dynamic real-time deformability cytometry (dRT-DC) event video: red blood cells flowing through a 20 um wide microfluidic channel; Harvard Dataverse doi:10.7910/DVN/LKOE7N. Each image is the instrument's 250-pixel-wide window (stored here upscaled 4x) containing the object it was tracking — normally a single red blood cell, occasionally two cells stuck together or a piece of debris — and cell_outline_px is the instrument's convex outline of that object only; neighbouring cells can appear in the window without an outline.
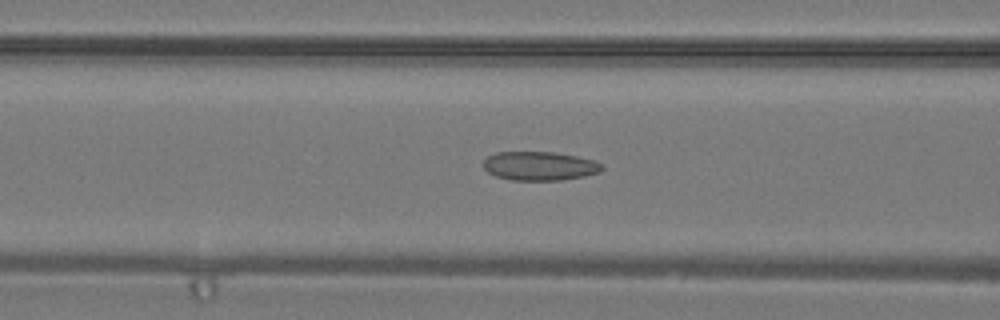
{"species": "common noctule bat (a hibernating species)", "species_latin": "Nyctalus noctula", "temperature_condition": "warm", "stored_images_in_passage": 40, "camera_frame_rate_fps": 3000, "um_per_image_px": 0.085, "animal": {"sex": "male", "body_mass_g": 19.2, "forearm_length_mm": 51.8}, "frame": {"image": 1, "passage_image": 17, "time_ms": 5.333, "image_size_px": [1000, 320], "cell_outline_px": [[604, 168], [600, 172], [584, 176], [560, 180], [512, 180], [496, 176], [488, 172], [484, 168], [484, 160], [488, 156], [496, 152], [556, 152], [576, 156], [592, 160], [600, 164]], "centroid_in_image_um": [45.85, 14.1], "position_along_channel_um": 120.7, "area_um2": 19.83}}
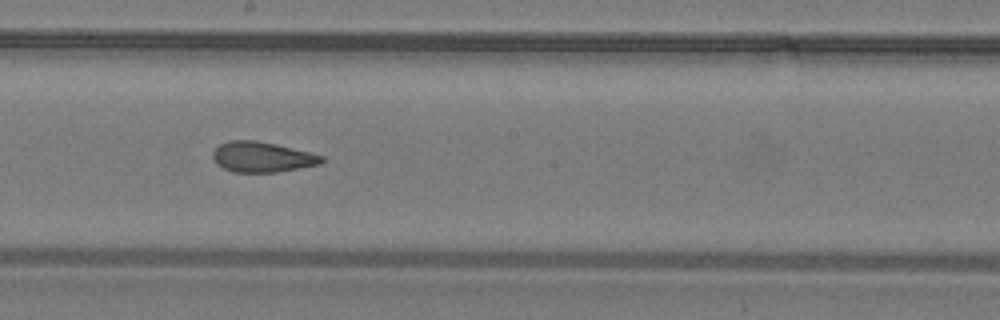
{"frame": {"image": 2, "passage_image": 23, "time_ms": 7.333, "image_size_px": [1000, 320], "cell_outline_px": [[324, 160], [320, 164], [276, 172], [232, 172], [216, 164], [212, 156], [212, 152], [220, 144], [228, 140], [256, 140], [276, 144], [324, 156]], "centroid_in_image_um": [22.24, 13.34], "position_along_channel_um": 226.0, "area_um2": 19.19}}
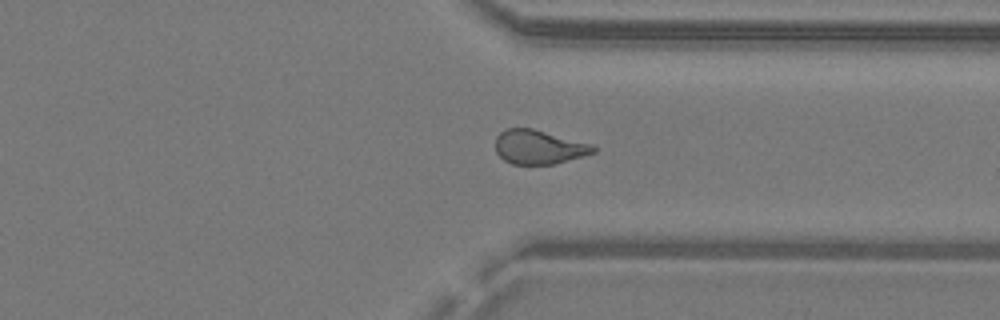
{"frame": {"image": 3, "passage_image": 31, "time_ms": 10.0, "image_size_px": [1000, 320], "cell_outline_px": [[596, 152], [556, 164], [512, 164], [504, 160], [496, 152], [496, 136], [504, 128], [532, 128], [592, 144], [596, 148]], "centroid_in_image_um": [45.79, 12.5], "position_along_channel_um": 365.6, "area_um2": 19.48}}